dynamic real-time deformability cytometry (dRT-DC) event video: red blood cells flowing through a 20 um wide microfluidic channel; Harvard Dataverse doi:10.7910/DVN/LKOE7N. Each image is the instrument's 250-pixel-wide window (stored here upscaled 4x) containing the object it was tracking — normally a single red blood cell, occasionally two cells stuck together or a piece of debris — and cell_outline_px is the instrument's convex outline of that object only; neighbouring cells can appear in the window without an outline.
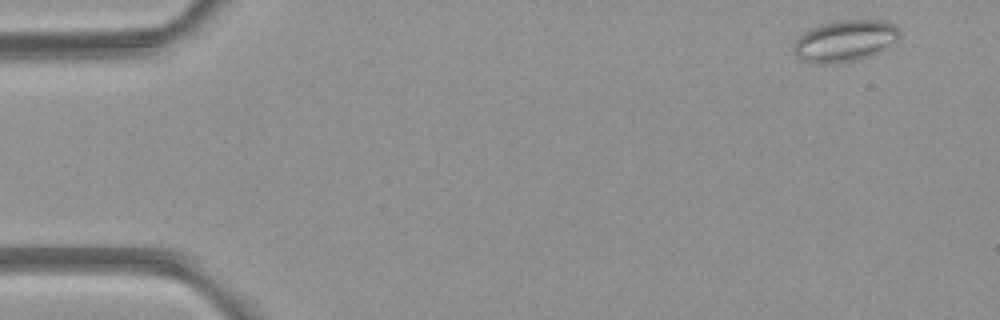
{"species": "common noctule bat (a hibernating species)", "species_latin": "Nyctalus noctula", "temperature_condition": "room temperature", "stored_images_in_passage": 4, "camera_frame_rate_fps": 3000, "um_per_image_px": 0.085, "animal": {"sex": "female", "body_mass_g": 21.9}, "frame": {"image": 1, "passage_image": 1, "time_ms": 0.0, "image_size_px": [1000, 320], "cell_outline_px": [[900, 36], [896, 40], [880, 52], [868, 56], [852, 60], [828, 64], [812, 64], [800, 60], [796, 56], [792, 48], [792, 44], [808, 28], [820, 24], [836, 20], [884, 20], [892, 24], [900, 32]], "centroid_in_image_um": [71.75, 3.47], "position_along_channel_um": 13.2, "area_um2": 25.72}}